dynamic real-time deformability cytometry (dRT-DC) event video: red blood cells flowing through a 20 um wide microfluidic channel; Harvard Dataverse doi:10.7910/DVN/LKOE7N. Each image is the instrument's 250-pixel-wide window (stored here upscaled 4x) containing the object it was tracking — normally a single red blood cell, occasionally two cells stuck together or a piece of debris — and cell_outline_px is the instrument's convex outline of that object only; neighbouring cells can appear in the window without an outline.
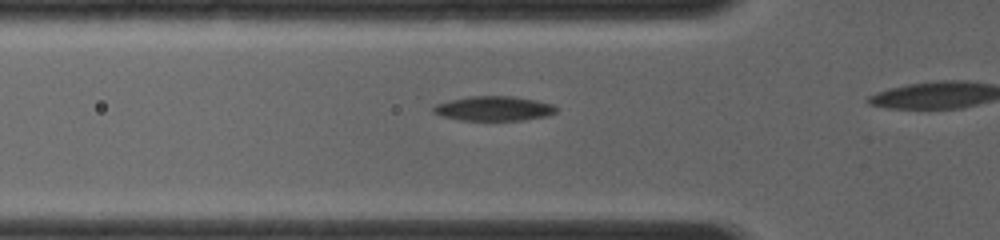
{"species": "common noctule bat (a hibernating species)", "species_latin": "Nyctalus noctula", "temperature_condition": "room temperature", "stored_images_in_passage": 8, "camera_frame_rate_fps": 4000, "um_per_image_px": 0.085, "animal": {"sex": "female", "body_mass_g": 19.0, "forearm_length_mm": 56.7}, "frame": {"image": 1, "passage_image": 4, "time_ms": 1.25, "image_size_px": [1000, 240], "cell_outline_px": [[556, 112], [548, 116], [524, 120], [460, 120], [440, 116], [432, 112], [432, 108], [436, 104], [468, 96], [512, 96], [536, 100], [552, 104], [556, 108]], "centroid_in_image_um": [41.96, 9.23], "position_along_channel_um": 83.8, "area_um2": 17.63}}
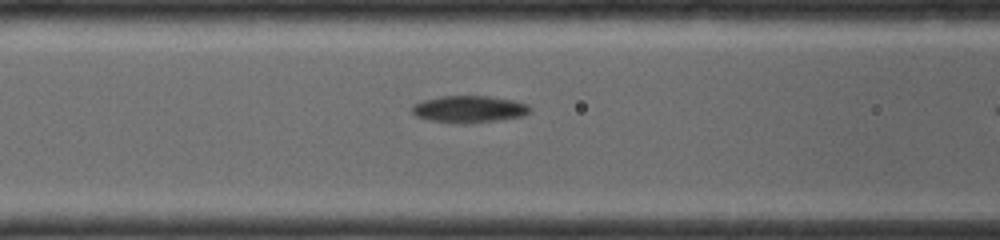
{"frame": {"image": 2, "passage_image": 6, "time_ms": 2.25, "image_size_px": [1000, 240], "cell_outline_px": [[532, 108], [524, 116], [468, 124], [456, 124], [432, 120], [416, 116], [412, 112], [412, 104], [424, 100], [440, 96], [488, 96], [512, 100], [528, 104]], "centroid_in_image_um": [39.87, 9.28], "position_along_channel_um": 126.7, "area_um2": 18.55}}